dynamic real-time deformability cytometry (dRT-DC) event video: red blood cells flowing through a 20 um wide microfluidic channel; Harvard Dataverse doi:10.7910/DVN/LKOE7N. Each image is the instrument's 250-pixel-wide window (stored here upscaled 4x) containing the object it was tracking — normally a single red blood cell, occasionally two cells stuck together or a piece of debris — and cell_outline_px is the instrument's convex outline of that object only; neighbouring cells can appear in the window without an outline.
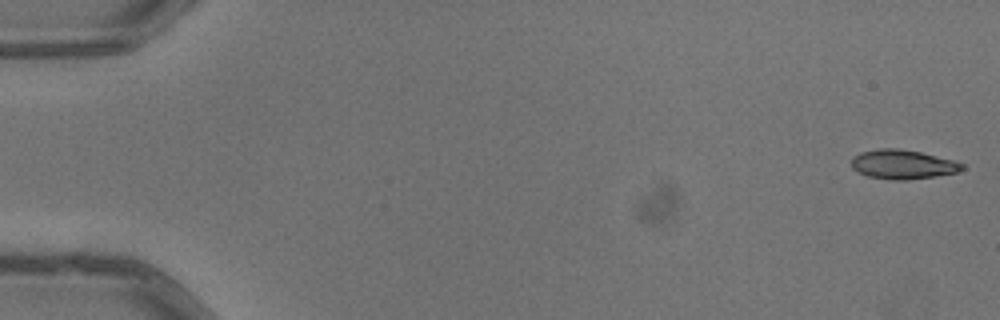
{"species": "common noctule bat (a hibernating species)", "species_latin": "Nyctalus noctula", "temperature_condition": "warm", "stored_images_in_passage": 5, "camera_frame_rate_fps": 3000, "um_per_image_px": 0.085, "animal": {"sex": "male", "body_mass_g": 13.3}, "frame": {"image": 1, "passage_image": 1, "time_ms": 0.0, "image_size_px": [1000, 320], "cell_outline_px": [[964, 168], [956, 172], [936, 176], [908, 180], [892, 180], [868, 176], [856, 172], [852, 168], [852, 156], [860, 152], [880, 148], [900, 148], [920, 152], [952, 160], [964, 164]], "centroid_in_image_um": [76.69, 13.97], "position_along_channel_um": 8.3, "area_um2": 18.9}}
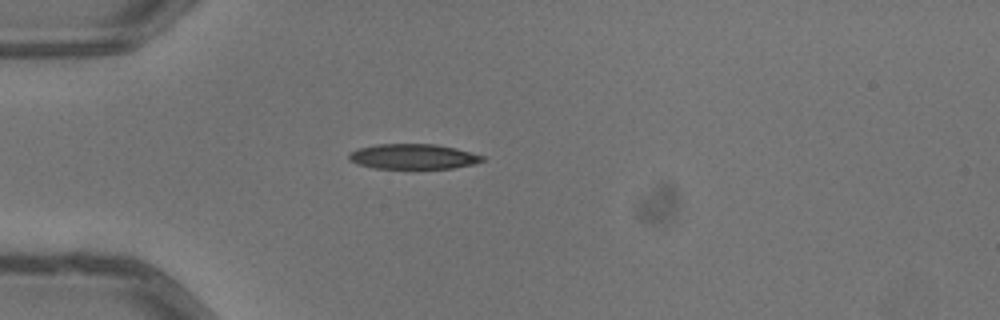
{"frame": {"image": 2, "passage_image": 5, "time_ms": 1.333, "image_size_px": [1000, 320], "cell_outline_px": [[484, 160], [472, 164], [452, 168], [412, 172], [372, 168], [356, 164], [348, 160], [348, 152], [356, 148], [376, 144], [436, 144], [456, 148], [484, 156]], "centroid_in_image_um": [35.04, 13.36], "position_along_channel_um": 50.0, "area_um2": 20.81}}